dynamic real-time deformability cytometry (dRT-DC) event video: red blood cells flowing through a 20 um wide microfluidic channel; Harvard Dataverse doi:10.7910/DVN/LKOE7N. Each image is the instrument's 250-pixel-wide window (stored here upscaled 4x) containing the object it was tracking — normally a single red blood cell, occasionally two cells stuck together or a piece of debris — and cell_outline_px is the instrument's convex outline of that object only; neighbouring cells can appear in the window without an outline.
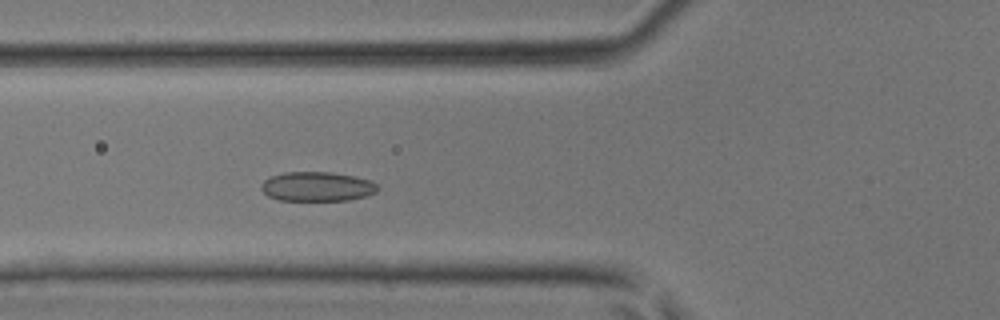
{"species": "common noctule bat (a hibernating species)", "species_latin": "Nyctalus noctula", "temperature_condition": "room temperature", "stored_images_in_passage": 41, "camera_frame_rate_fps": 3000, "um_per_image_px": 0.085, "animal": {"sex": "male", "body_mass_g": 17.9, "forearm_length_mm": 54.2}, "frame": {"image": 1, "passage_image": 13, "time_ms": 4.0, "image_size_px": [1000, 320], "cell_outline_px": [[380, 188], [376, 192], [364, 196], [348, 200], [276, 200], [268, 196], [260, 188], [260, 184], [264, 180], [272, 176], [284, 172], [332, 172], [352, 176], [368, 180], [376, 184]], "centroid_in_image_um": [26.91, 15.86], "position_along_channel_um": 98.9, "area_um2": 19.88}}
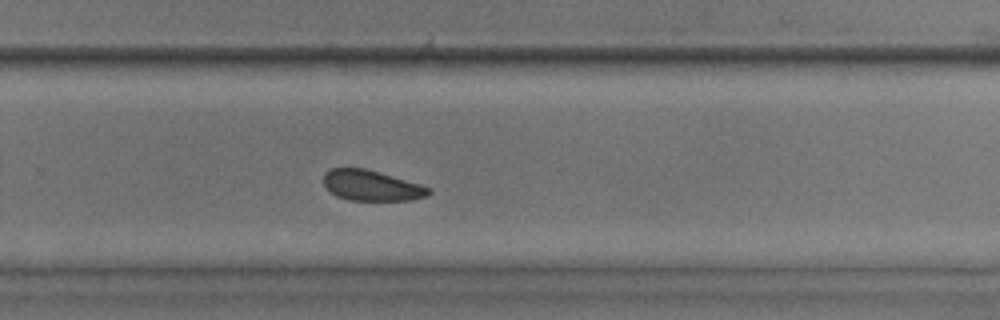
{"frame": {"image": 2, "passage_image": 26, "time_ms": 8.333, "image_size_px": [1000, 320], "cell_outline_px": [[432, 192], [428, 196], [412, 200], [348, 200], [336, 196], [324, 184], [324, 172], [332, 168], [364, 168], [420, 184], [432, 188]], "centroid_in_image_um": [31.6, 15.78], "position_along_channel_um": 298.2, "area_um2": 18.61}}
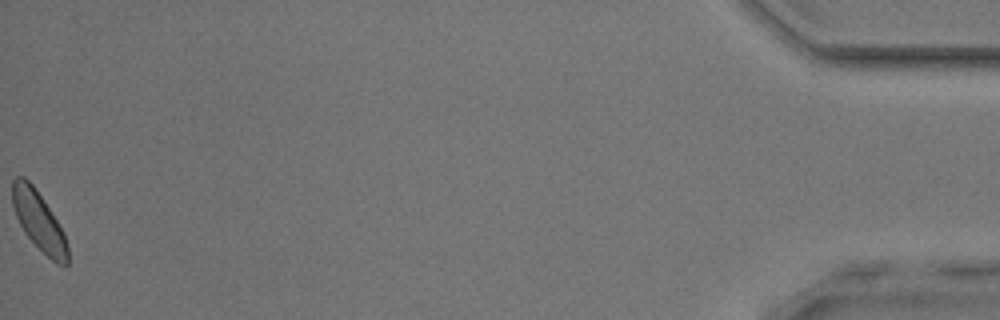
{"frame": {"image": 3, "passage_image": 41, "time_ms": 13.333, "image_size_px": [1000, 320], "cell_outline_px": [[68, 264], [56, 264], [24, 232], [16, 216], [12, 204], [12, 180], [16, 176], [24, 176], [32, 184], [64, 232], [68, 248]], "centroid_in_image_um": [3.28, 18.77], "position_along_channel_um": 431.9, "area_um2": 18.5}}